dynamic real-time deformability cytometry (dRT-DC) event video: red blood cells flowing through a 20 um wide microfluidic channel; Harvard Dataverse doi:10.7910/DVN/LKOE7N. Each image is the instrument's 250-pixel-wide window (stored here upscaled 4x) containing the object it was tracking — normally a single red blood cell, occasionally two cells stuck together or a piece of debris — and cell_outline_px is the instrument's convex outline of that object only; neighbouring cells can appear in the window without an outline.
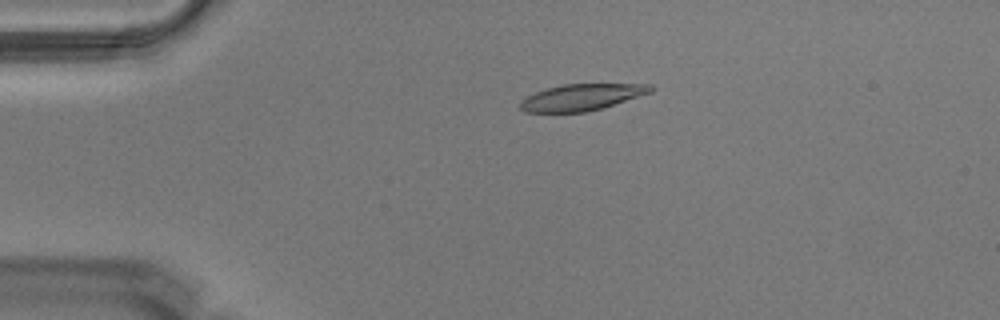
{"species": "Egyptian fruit bat (a non-hibernating species)", "species_latin": "Rousettus aegyptiacus", "temperature_condition": "warm", "stored_images_in_passage": 5, "camera_frame_rate_fps": 3000, "um_per_image_px": 0.085, "animal": {"sex": "male"}, "frame": {"image": 1, "passage_image": 2, "time_ms": 0.333, "image_size_px": [1000, 320], "cell_outline_px": [[656, 88], [652, 92], [600, 108], [584, 112], [524, 112], [520, 108], [520, 100], [536, 92], [560, 84], [652, 84]], "centroid_in_image_um": [49.44, 8.25], "position_along_channel_um": 35.6, "area_um2": 19.94}}